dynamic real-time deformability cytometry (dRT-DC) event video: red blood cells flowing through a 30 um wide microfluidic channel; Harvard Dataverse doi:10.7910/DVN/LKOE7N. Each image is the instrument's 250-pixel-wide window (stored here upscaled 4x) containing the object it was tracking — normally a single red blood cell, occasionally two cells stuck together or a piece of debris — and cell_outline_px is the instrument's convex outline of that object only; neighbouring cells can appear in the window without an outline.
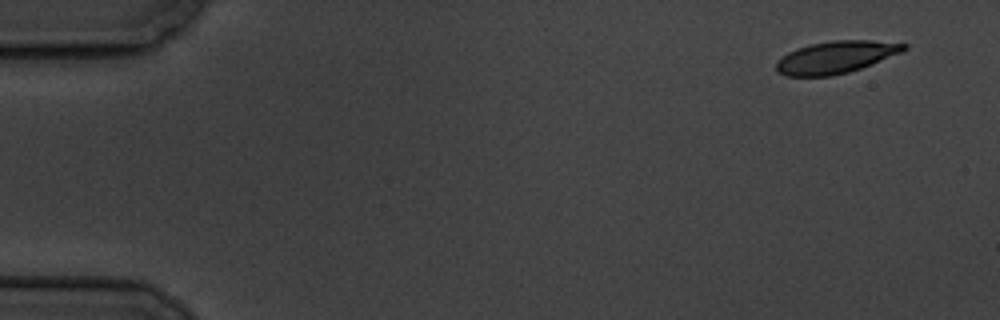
{"species": "common noctule bat (a hibernating species)", "species_latin": "Nyctalus noctula", "temperature_condition": "cold", "stored_images_in_passage": 5, "camera_frame_rate_fps": 3000, "um_per_image_px": 0.085, "animal": {"sex": "male", "body_mass_g": 19.5, "forearm_length_mm": 54.6}, "frame": {"image": 1, "passage_image": 1, "time_ms": 0.0, "image_size_px": [1000, 320], "cell_outline_px": [[908, 48], [900, 52], [872, 64], [848, 72], [832, 76], [784, 76], [776, 72], [776, 60], [788, 52], [796, 48], [812, 44], [832, 40], [872, 40], [908, 44]], "centroid_in_image_um": [71.0, 4.86], "position_along_channel_um": 14.0, "area_um2": 23.99}}
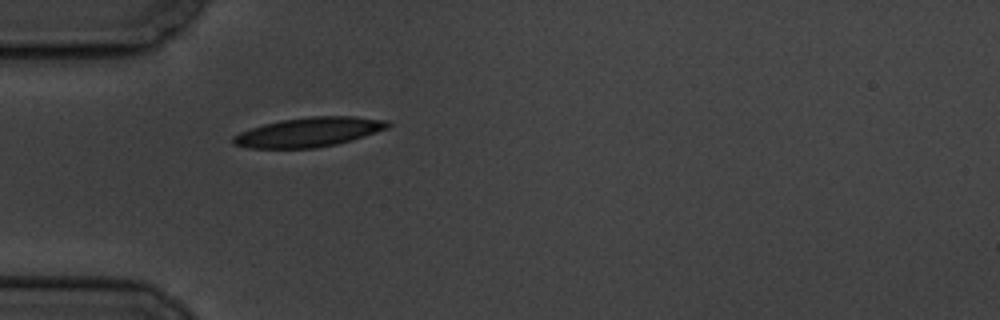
{"frame": {"image": 2, "passage_image": 5, "time_ms": 4.667, "image_size_px": [1000, 320], "cell_outline_px": [[392, 124], [388, 128], [352, 140], [336, 144], [316, 148], [248, 148], [232, 144], [232, 136], [240, 132], [264, 124], [280, 120], [312, 116], [356, 116], [388, 120]], "centroid_in_image_um": [26.27, 11.22], "position_along_channel_um": 58.7, "area_um2": 26.59}}